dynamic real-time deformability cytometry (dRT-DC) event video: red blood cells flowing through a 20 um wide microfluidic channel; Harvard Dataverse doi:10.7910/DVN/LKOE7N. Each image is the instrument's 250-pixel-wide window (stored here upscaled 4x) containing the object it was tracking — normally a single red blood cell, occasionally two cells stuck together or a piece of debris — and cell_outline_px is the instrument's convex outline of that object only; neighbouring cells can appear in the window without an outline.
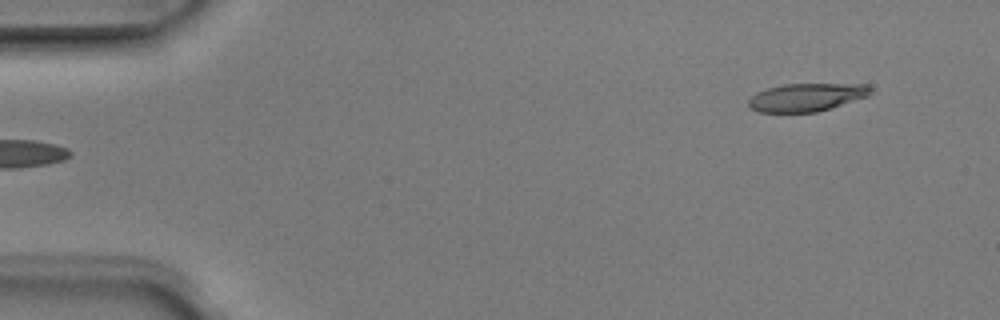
{"species": "Egyptian fruit bat (a non-hibernating species)", "species_latin": "Rousettus aegyptiacus", "temperature_condition": "room temperature", "stored_images_in_passage": 5, "segment_of_instrument_passage": [2, 2], "camera_frame_rate_fps": 3000, "um_per_image_px": 0.085, "animal": {"sex": "male"}, "frame": {"image": 1, "passage_image": 5, "time_ms": 1.333, "image_size_px": [1000, 320], "cell_outline_px": [[872, 92], [868, 96], [816, 112], [760, 112], [748, 108], [748, 100], [756, 92], [768, 88], [784, 84], [868, 84], [872, 88]], "centroid_in_image_um": [68.54, 8.26], "position_along_channel_um": 16.5, "area_um2": 19.88}}